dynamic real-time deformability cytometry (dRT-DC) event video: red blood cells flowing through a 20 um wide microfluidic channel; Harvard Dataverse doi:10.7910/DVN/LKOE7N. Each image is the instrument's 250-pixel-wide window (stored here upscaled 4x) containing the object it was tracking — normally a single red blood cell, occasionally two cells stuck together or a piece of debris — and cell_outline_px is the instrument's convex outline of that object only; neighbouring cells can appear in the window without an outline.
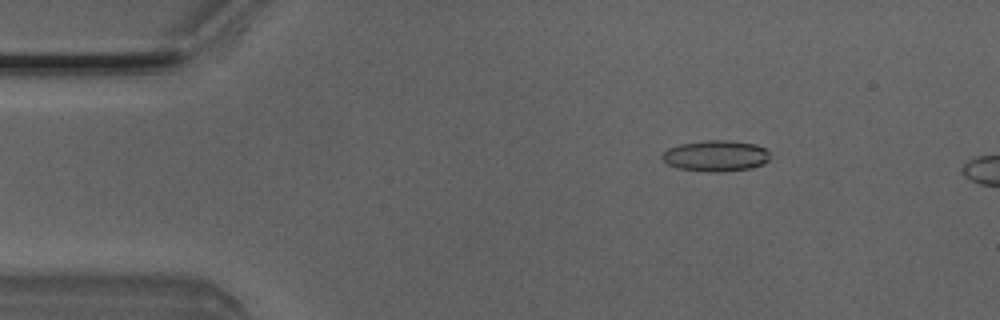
{"species": "Egyptian fruit bat (a non-hibernating species)", "species_latin": "Rousettus aegyptiacus", "temperature_condition": "room temperature", "stored_images_in_passage": 4, "camera_frame_rate_fps": 3000, "um_per_image_px": 0.085, "animal": {"sex": "male"}, "frame": {"image": 1, "passage_image": 2, "time_ms": 0.333, "image_size_px": [1000, 320], "cell_outline_px": [[768, 160], [764, 164], [752, 168], [720, 172], [708, 172], [676, 168], [668, 164], [660, 156], [668, 148], [680, 144], [704, 140], [732, 140], [756, 144], [764, 148], [768, 152]], "centroid_in_image_um": [60.84, 13.25], "position_along_channel_um": 24.2, "area_um2": 19.65}}